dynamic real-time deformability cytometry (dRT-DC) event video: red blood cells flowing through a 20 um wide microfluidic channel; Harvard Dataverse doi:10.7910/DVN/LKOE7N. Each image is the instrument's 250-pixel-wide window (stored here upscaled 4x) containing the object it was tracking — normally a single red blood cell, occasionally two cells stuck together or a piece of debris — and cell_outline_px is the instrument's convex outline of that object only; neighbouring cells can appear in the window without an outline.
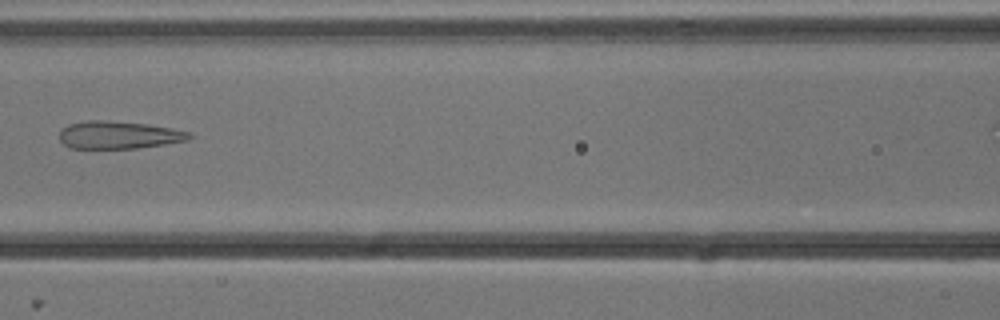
{"species": "common noctule bat (a hibernating species)", "species_latin": "Nyctalus noctula", "temperature_condition": "cold", "stored_images_in_passage": 3, "camera_frame_rate_fps": 3000, "um_per_image_px": 0.085, "animal": {"sex": "male", "body_mass_g": 13.3}, "frame": {"image": 1, "passage_image": 3, "time_ms": 0.667, "image_size_px": [1000, 320], "cell_outline_px": [[196, 136], [188, 140], [164, 144], [136, 148], [68, 148], [60, 140], [60, 128], [68, 124], [88, 120], [104, 120], [148, 124], [172, 128], [192, 132]], "centroid_in_image_um": [10.11, 11.46], "position_along_channel_um": 156.5, "area_um2": 21.1}}